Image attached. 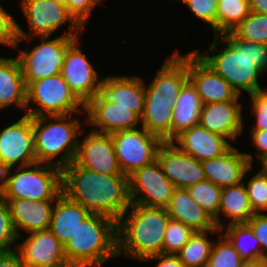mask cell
Wrapping results in <instances>:
<instances>
[{
	"label": "cell",
	"instance_id": "obj_50",
	"mask_svg": "<svg viewBox=\"0 0 267 267\" xmlns=\"http://www.w3.org/2000/svg\"><path fill=\"white\" fill-rule=\"evenodd\" d=\"M240 267H267V258L243 261Z\"/></svg>",
	"mask_w": 267,
	"mask_h": 267
},
{
	"label": "cell",
	"instance_id": "obj_25",
	"mask_svg": "<svg viewBox=\"0 0 267 267\" xmlns=\"http://www.w3.org/2000/svg\"><path fill=\"white\" fill-rule=\"evenodd\" d=\"M205 178L221 188L243 182L246 170L251 166L244 149L232 145L219 157L202 161Z\"/></svg>",
	"mask_w": 267,
	"mask_h": 267
},
{
	"label": "cell",
	"instance_id": "obj_19",
	"mask_svg": "<svg viewBox=\"0 0 267 267\" xmlns=\"http://www.w3.org/2000/svg\"><path fill=\"white\" fill-rule=\"evenodd\" d=\"M188 79L195 86L203 105L243 98L219 74L208 67L193 50L188 51Z\"/></svg>",
	"mask_w": 267,
	"mask_h": 267
},
{
	"label": "cell",
	"instance_id": "obj_23",
	"mask_svg": "<svg viewBox=\"0 0 267 267\" xmlns=\"http://www.w3.org/2000/svg\"><path fill=\"white\" fill-rule=\"evenodd\" d=\"M171 142L201 162L221 156L232 146L225 137L212 133L200 124L184 130Z\"/></svg>",
	"mask_w": 267,
	"mask_h": 267
},
{
	"label": "cell",
	"instance_id": "obj_12",
	"mask_svg": "<svg viewBox=\"0 0 267 267\" xmlns=\"http://www.w3.org/2000/svg\"><path fill=\"white\" fill-rule=\"evenodd\" d=\"M83 41L81 36L67 48L61 74L72 92L86 105L96 95L103 76L83 52Z\"/></svg>",
	"mask_w": 267,
	"mask_h": 267
},
{
	"label": "cell",
	"instance_id": "obj_16",
	"mask_svg": "<svg viewBox=\"0 0 267 267\" xmlns=\"http://www.w3.org/2000/svg\"><path fill=\"white\" fill-rule=\"evenodd\" d=\"M85 130L81 131L74 162L101 174L125 175L118 165L111 134L95 132L87 127Z\"/></svg>",
	"mask_w": 267,
	"mask_h": 267
},
{
	"label": "cell",
	"instance_id": "obj_40",
	"mask_svg": "<svg viewBox=\"0 0 267 267\" xmlns=\"http://www.w3.org/2000/svg\"><path fill=\"white\" fill-rule=\"evenodd\" d=\"M17 234L7 202L0 197V253L16 249Z\"/></svg>",
	"mask_w": 267,
	"mask_h": 267
},
{
	"label": "cell",
	"instance_id": "obj_33",
	"mask_svg": "<svg viewBox=\"0 0 267 267\" xmlns=\"http://www.w3.org/2000/svg\"><path fill=\"white\" fill-rule=\"evenodd\" d=\"M249 13V0L217 2L216 35H224L232 32Z\"/></svg>",
	"mask_w": 267,
	"mask_h": 267
},
{
	"label": "cell",
	"instance_id": "obj_31",
	"mask_svg": "<svg viewBox=\"0 0 267 267\" xmlns=\"http://www.w3.org/2000/svg\"><path fill=\"white\" fill-rule=\"evenodd\" d=\"M221 233L217 227L203 232H194L189 241L176 254L184 267H206L216 237ZM215 235V239H213Z\"/></svg>",
	"mask_w": 267,
	"mask_h": 267
},
{
	"label": "cell",
	"instance_id": "obj_53",
	"mask_svg": "<svg viewBox=\"0 0 267 267\" xmlns=\"http://www.w3.org/2000/svg\"><path fill=\"white\" fill-rule=\"evenodd\" d=\"M222 1H230V0H217V2H222Z\"/></svg>",
	"mask_w": 267,
	"mask_h": 267
},
{
	"label": "cell",
	"instance_id": "obj_52",
	"mask_svg": "<svg viewBox=\"0 0 267 267\" xmlns=\"http://www.w3.org/2000/svg\"><path fill=\"white\" fill-rule=\"evenodd\" d=\"M261 166L267 172V160L264 163H262Z\"/></svg>",
	"mask_w": 267,
	"mask_h": 267
},
{
	"label": "cell",
	"instance_id": "obj_46",
	"mask_svg": "<svg viewBox=\"0 0 267 267\" xmlns=\"http://www.w3.org/2000/svg\"><path fill=\"white\" fill-rule=\"evenodd\" d=\"M155 262V267H184L177 255L157 254L145 258L141 263L149 264Z\"/></svg>",
	"mask_w": 267,
	"mask_h": 267
},
{
	"label": "cell",
	"instance_id": "obj_39",
	"mask_svg": "<svg viewBox=\"0 0 267 267\" xmlns=\"http://www.w3.org/2000/svg\"><path fill=\"white\" fill-rule=\"evenodd\" d=\"M179 2L188 9L191 15H194L198 22L205 26H210L213 35H216V12L217 0H170Z\"/></svg>",
	"mask_w": 267,
	"mask_h": 267
},
{
	"label": "cell",
	"instance_id": "obj_26",
	"mask_svg": "<svg viewBox=\"0 0 267 267\" xmlns=\"http://www.w3.org/2000/svg\"><path fill=\"white\" fill-rule=\"evenodd\" d=\"M177 97L145 93L141 126L162 141H171L173 106Z\"/></svg>",
	"mask_w": 267,
	"mask_h": 267
},
{
	"label": "cell",
	"instance_id": "obj_6",
	"mask_svg": "<svg viewBox=\"0 0 267 267\" xmlns=\"http://www.w3.org/2000/svg\"><path fill=\"white\" fill-rule=\"evenodd\" d=\"M18 4L23 13L20 18L24 16L28 28L22 27L17 20L18 40L52 38L57 34L81 37L86 34V30L69 13L67 7L54 0H19Z\"/></svg>",
	"mask_w": 267,
	"mask_h": 267
},
{
	"label": "cell",
	"instance_id": "obj_49",
	"mask_svg": "<svg viewBox=\"0 0 267 267\" xmlns=\"http://www.w3.org/2000/svg\"><path fill=\"white\" fill-rule=\"evenodd\" d=\"M250 11L254 13H267V0H249Z\"/></svg>",
	"mask_w": 267,
	"mask_h": 267
},
{
	"label": "cell",
	"instance_id": "obj_41",
	"mask_svg": "<svg viewBox=\"0 0 267 267\" xmlns=\"http://www.w3.org/2000/svg\"><path fill=\"white\" fill-rule=\"evenodd\" d=\"M267 87V86H266ZM247 102L251 105L249 109L250 118L254 120L249 124L248 130H267V88L248 95Z\"/></svg>",
	"mask_w": 267,
	"mask_h": 267
},
{
	"label": "cell",
	"instance_id": "obj_47",
	"mask_svg": "<svg viewBox=\"0 0 267 267\" xmlns=\"http://www.w3.org/2000/svg\"><path fill=\"white\" fill-rule=\"evenodd\" d=\"M0 267H26L21 261L18 253L14 250L0 253Z\"/></svg>",
	"mask_w": 267,
	"mask_h": 267
},
{
	"label": "cell",
	"instance_id": "obj_11",
	"mask_svg": "<svg viewBox=\"0 0 267 267\" xmlns=\"http://www.w3.org/2000/svg\"><path fill=\"white\" fill-rule=\"evenodd\" d=\"M17 116L18 118H13V121H7L5 126L2 125L4 128H0V162L10 168L37 163L33 117Z\"/></svg>",
	"mask_w": 267,
	"mask_h": 267
},
{
	"label": "cell",
	"instance_id": "obj_21",
	"mask_svg": "<svg viewBox=\"0 0 267 267\" xmlns=\"http://www.w3.org/2000/svg\"><path fill=\"white\" fill-rule=\"evenodd\" d=\"M160 65L149 83L144 79L145 93L178 96L181 87L188 80V52L184 54L175 49Z\"/></svg>",
	"mask_w": 267,
	"mask_h": 267
},
{
	"label": "cell",
	"instance_id": "obj_4",
	"mask_svg": "<svg viewBox=\"0 0 267 267\" xmlns=\"http://www.w3.org/2000/svg\"><path fill=\"white\" fill-rule=\"evenodd\" d=\"M85 128V113L33 117L37 163L61 169L69 165L75 159L79 137Z\"/></svg>",
	"mask_w": 267,
	"mask_h": 267
},
{
	"label": "cell",
	"instance_id": "obj_44",
	"mask_svg": "<svg viewBox=\"0 0 267 267\" xmlns=\"http://www.w3.org/2000/svg\"><path fill=\"white\" fill-rule=\"evenodd\" d=\"M250 132L247 131L249 138H247V143L248 140H251L249 143L250 148L254 147L253 153L251 151H244V154L248 158L249 164L252 166H255L257 162H254V160H258L260 165L264 163L267 160V130H249ZM256 158V159H255Z\"/></svg>",
	"mask_w": 267,
	"mask_h": 267
},
{
	"label": "cell",
	"instance_id": "obj_48",
	"mask_svg": "<svg viewBox=\"0 0 267 267\" xmlns=\"http://www.w3.org/2000/svg\"><path fill=\"white\" fill-rule=\"evenodd\" d=\"M10 169L11 168L8 165H5L4 163L0 162V197L5 194Z\"/></svg>",
	"mask_w": 267,
	"mask_h": 267
},
{
	"label": "cell",
	"instance_id": "obj_7",
	"mask_svg": "<svg viewBox=\"0 0 267 267\" xmlns=\"http://www.w3.org/2000/svg\"><path fill=\"white\" fill-rule=\"evenodd\" d=\"M77 38L79 37L56 35L52 38L18 40L14 54L17 55L21 63L26 86L33 81L60 74L67 48ZM24 42L30 45L33 43V46L26 44V47L23 46L21 49V44ZM35 42L36 44H34Z\"/></svg>",
	"mask_w": 267,
	"mask_h": 267
},
{
	"label": "cell",
	"instance_id": "obj_2",
	"mask_svg": "<svg viewBox=\"0 0 267 267\" xmlns=\"http://www.w3.org/2000/svg\"><path fill=\"white\" fill-rule=\"evenodd\" d=\"M62 193L90 213L110 217L116 222L131 205L126 175L101 174L74 161L62 169Z\"/></svg>",
	"mask_w": 267,
	"mask_h": 267
},
{
	"label": "cell",
	"instance_id": "obj_45",
	"mask_svg": "<svg viewBox=\"0 0 267 267\" xmlns=\"http://www.w3.org/2000/svg\"><path fill=\"white\" fill-rule=\"evenodd\" d=\"M247 224L259 240L262 252L267 258V213H255Z\"/></svg>",
	"mask_w": 267,
	"mask_h": 267
},
{
	"label": "cell",
	"instance_id": "obj_5",
	"mask_svg": "<svg viewBox=\"0 0 267 267\" xmlns=\"http://www.w3.org/2000/svg\"><path fill=\"white\" fill-rule=\"evenodd\" d=\"M64 252L72 267H103L118 257L117 222L91 213L64 245Z\"/></svg>",
	"mask_w": 267,
	"mask_h": 267
},
{
	"label": "cell",
	"instance_id": "obj_28",
	"mask_svg": "<svg viewBox=\"0 0 267 267\" xmlns=\"http://www.w3.org/2000/svg\"><path fill=\"white\" fill-rule=\"evenodd\" d=\"M171 219L182 222L195 232L215 229L212 218L190 195L186 188H175L166 207Z\"/></svg>",
	"mask_w": 267,
	"mask_h": 267
},
{
	"label": "cell",
	"instance_id": "obj_42",
	"mask_svg": "<svg viewBox=\"0 0 267 267\" xmlns=\"http://www.w3.org/2000/svg\"><path fill=\"white\" fill-rule=\"evenodd\" d=\"M8 12L6 6L0 3V47L14 51L18 41L17 19L13 13ZM4 47V48H3ZM12 49V51H10Z\"/></svg>",
	"mask_w": 267,
	"mask_h": 267
},
{
	"label": "cell",
	"instance_id": "obj_30",
	"mask_svg": "<svg viewBox=\"0 0 267 267\" xmlns=\"http://www.w3.org/2000/svg\"><path fill=\"white\" fill-rule=\"evenodd\" d=\"M203 103L193 83L188 79L180 89L173 106L171 141L184 130L199 125Z\"/></svg>",
	"mask_w": 267,
	"mask_h": 267
},
{
	"label": "cell",
	"instance_id": "obj_34",
	"mask_svg": "<svg viewBox=\"0 0 267 267\" xmlns=\"http://www.w3.org/2000/svg\"><path fill=\"white\" fill-rule=\"evenodd\" d=\"M256 167L257 165H251L246 170L243 183L254 213H267V172L262 166L260 169H256ZM254 169L256 170L252 171Z\"/></svg>",
	"mask_w": 267,
	"mask_h": 267
},
{
	"label": "cell",
	"instance_id": "obj_37",
	"mask_svg": "<svg viewBox=\"0 0 267 267\" xmlns=\"http://www.w3.org/2000/svg\"><path fill=\"white\" fill-rule=\"evenodd\" d=\"M244 260L221 232L214 241L206 267H240Z\"/></svg>",
	"mask_w": 267,
	"mask_h": 267
},
{
	"label": "cell",
	"instance_id": "obj_18",
	"mask_svg": "<svg viewBox=\"0 0 267 267\" xmlns=\"http://www.w3.org/2000/svg\"><path fill=\"white\" fill-rule=\"evenodd\" d=\"M156 159L175 188H188L206 179L202 162L180 150L171 141L162 142Z\"/></svg>",
	"mask_w": 267,
	"mask_h": 267
},
{
	"label": "cell",
	"instance_id": "obj_13",
	"mask_svg": "<svg viewBox=\"0 0 267 267\" xmlns=\"http://www.w3.org/2000/svg\"><path fill=\"white\" fill-rule=\"evenodd\" d=\"M128 178L131 203L160 208L169 205L175 186L163 173L157 159Z\"/></svg>",
	"mask_w": 267,
	"mask_h": 267
},
{
	"label": "cell",
	"instance_id": "obj_24",
	"mask_svg": "<svg viewBox=\"0 0 267 267\" xmlns=\"http://www.w3.org/2000/svg\"><path fill=\"white\" fill-rule=\"evenodd\" d=\"M0 55V112L12 107L18 108L25 115L27 86L21 63L17 56Z\"/></svg>",
	"mask_w": 267,
	"mask_h": 267
},
{
	"label": "cell",
	"instance_id": "obj_27",
	"mask_svg": "<svg viewBox=\"0 0 267 267\" xmlns=\"http://www.w3.org/2000/svg\"><path fill=\"white\" fill-rule=\"evenodd\" d=\"M254 215L243 182L222 188L219 213L214 220L218 229L231 224L247 223Z\"/></svg>",
	"mask_w": 267,
	"mask_h": 267
},
{
	"label": "cell",
	"instance_id": "obj_32",
	"mask_svg": "<svg viewBox=\"0 0 267 267\" xmlns=\"http://www.w3.org/2000/svg\"><path fill=\"white\" fill-rule=\"evenodd\" d=\"M221 232L233 244L244 261L266 258L259 240L247 223L228 225L221 229Z\"/></svg>",
	"mask_w": 267,
	"mask_h": 267
},
{
	"label": "cell",
	"instance_id": "obj_35",
	"mask_svg": "<svg viewBox=\"0 0 267 267\" xmlns=\"http://www.w3.org/2000/svg\"><path fill=\"white\" fill-rule=\"evenodd\" d=\"M189 195L214 221L218 217L222 188L205 179L186 188Z\"/></svg>",
	"mask_w": 267,
	"mask_h": 267
},
{
	"label": "cell",
	"instance_id": "obj_51",
	"mask_svg": "<svg viewBox=\"0 0 267 267\" xmlns=\"http://www.w3.org/2000/svg\"><path fill=\"white\" fill-rule=\"evenodd\" d=\"M54 1L67 6V0H54Z\"/></svg>",
	"mask_w": 267,
	"mask_h": 267
},
{
	"label": "cell",
	"instance_id": "obj_3",
	"mask_svg": "<svg viewBox=\"0 0 267 267\" xmlns=\"http://www.w3.org/2000/svg\"><path fill=\"white\" fill-rule=\"evenodd\" d=\"M170 219L166 208L131 203L117 222L118 258L141 263L149 256L163 254Z\"/></svg>",
	"mask_w": 267,
	"mask_h": 267
},
{
	"label": "cell",
	"instance_id": "obj_1",
	"mask_svg": "<svg viewBox=\"0 0 267 267\" xmlns=\"http://www.w3.org/2000/svg\"><path fill=\"white\" fill-rule=\"evenodd\" d=\"M210 44L207 49L196 47L192 50L238 95H249L266 88L261 81L267 77V44L247 42L231 32L213 35Z\"/></svg>",
	"mask_w": 267,
	"mask_h": 267
},
{
	"label": "cell",
	"instance_id": "obj_10",
	"mask_svg": "<svg viewBox=\"0 0 267 267\" xmlns=\"http://www.w3.org/2000/svg\"><path fill=\"white\" fill-rule=\"evenodd\" d=\"M111 138L120 170L127 177L156 160L163 142L142 126L113 132Z\"/></svg>",
	"mask_w": 267,
	"mask_h": 267
},
{
	"label": "cell",
	"instance_id": "obj_38",
	"mask_svg": "<svg viewBox=\"0 0 267 267\" xmlns=\"http://www.w3.org/2000/svg\"><path fill=\"white\" fill-rule=\"evenodd\" d=\"M194 232L182 222L170 219L164 233L163 254L176 255Z\"/></svg>",
	"mask_w": 267,
	"mask_h": 267
},
{
	"label": "cell",
	"instance_id": "obj_20",
	"mask_svg": "<svg viewBox=\"0 0 267 267\" xmlns=\"http://www.w3.org/2000/svg\"><path fill=\"white\" fill-rule=\"evenodd\" d=\"M86 127L99 133L111 134L141 126V119L116 102H88L85 105Z\"/></svg>",
	"mask_w": 267,
	"mask_h": 267
},
{
	"label": "cell",
	"instance_id": "obj_14",
	"mask_svg": "<svg viewBox=\"0 0 267 267\" xmlns=\"http://www.w3.org/2000/svg\"><path fill=\"white\" fill-rule=\"evenodd\" d=\"M15 251L26 267H72L64 246L49 229L17 237Z\"/></svg>",
	"mask_w": 267,
	"mask_h": 267
},
{
	"label": "cell",
	"instance_id": "obj_43",
	"mask_svg": "<svg viewBox=\"0 0 267 267\" xmlns=\"http://www.w3.org/2000/svg\"><path fill=\"white\" fill-rule=\"evenodd\" d=\"M105 0H67V9L75 20L87 30L96 7L102 6Z\"/></svg>",
	"mask_w": 267,
	"mask_h": 267
},
{
	"label": "cell",
	"instance_id": "obj_22",
	"mask_svg": "<svg viewBox=\"0 0 267 267\" xmlns=\"http://www.w3.org/2000/svg\"><path fill=\"white\" fill-rule=\"evenodd\" d=\"M4 200L8 204L17 237L27 233L49 229L56 200Z\"/></svg>",
	"mask_w": 267,
	"mask_h": 267
},
{
	"label": "cell",
	"instance_id": "obj_36",
	"mask_svg": "<svg viewBox=\"0 0 267 267\" xmlns=\"http://www.w3.org/2000/svg\"><path fill=\"white\" fill-rule=\"evenodd\" d=\"M236 38L258 44H267V13H249L231 32Z\"/></svg>",
	"mask_w": 267,
	"mask_h": 267
},
{
	"label": "cell",
	"instance_id": "obj_9",
	"mask_svg": "<svg viewBox=\"0 0 267 267\" xmlns=\"http://www.w3.org/2000/svg\"><path fill=\"white\" fill-rule=\"evenodd\" d=\"M73 113H85V105L72 92L61 73L27 86L25 115L41 117Z\"/></svg>",
	"mask_w": 267,
	"mask_h": 267
},
{
	"label": "cell",
	"instance_id": "obj_29",
	"mask_svg": "<svg viewBox=\"0 0 267 267\" xmlns=\"http://www.w3.org/2000/svg\"><path fill=\"white\" fill-rule=\"evenodd\" d=\"M91 213L61 193L56 199L49 230L64 246L74 235L80 223Z\"/></svg>",
	"mask_w": 267,
	"mask_h": 267
},
{
	"label": "cell",
	"instance_id": "obj_17",
	"mask_svg": "<svg viewBox=\"0 0 267 267\" xmlns=\"http://www.w3.org/2000/svg\"><path fill=\"white\" fill-rule=\"evenodd\" d=\"M242 100H230L204 104L200 113V125L205 129L225 137L231 144L240 143L248 124L244 118ZM246 126V127H245ZM238 142V143H236Z\"/></svg>",
	"mask_w": 267,
	"mask_h": 267
},
{
	"label": "cell",
	"instance_id": "obj_8",
	"mask_svg": "<svg viewBox=\"0 0 267 267\" xmlns=\"http://www.w3.org/2000/svg\"><path fill=\"white\" fill-rule=\"evenodd\" d=\"M62 193V169L45 163H34L10 169L3 199L29 201L56 200Z\"/></svg>",
	"mask_w": 267,
	"mask_h": 267
},
{
	"label": "cell",
	"instance_id": "obj_15",
	"mask_svg": "<svg viewBox=\"0 0 267 267\" xmlns=\"http://www.w3.org/2000/svg\"><path fill=\"white\" fill-rule=\"evenodd\" d=\"M104 75L96 95L89 102H116L134 112L140 119L144 110L145 83L140 74Z\"/></svg>",
	"mask_w": 267,
	"mask_h": 267
}]
</instances>
